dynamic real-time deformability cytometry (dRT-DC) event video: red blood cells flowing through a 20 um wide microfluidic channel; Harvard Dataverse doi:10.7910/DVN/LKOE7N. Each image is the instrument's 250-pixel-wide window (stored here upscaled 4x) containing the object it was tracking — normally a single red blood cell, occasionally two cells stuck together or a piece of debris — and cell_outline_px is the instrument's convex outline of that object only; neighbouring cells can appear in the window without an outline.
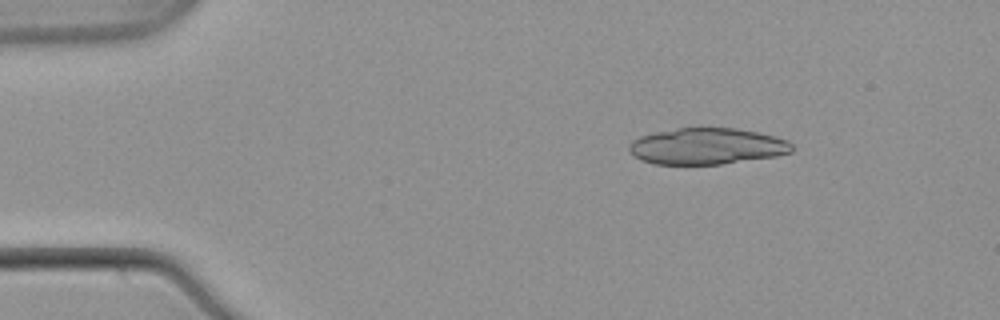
{"species": "common noctule bat (a hibernating species)", "species_latin": "Nyctalus noctula", "temperature_condition": "warm", "stored_images_in_passage": 15, "camera_frame_rate_fps": 3000, "um_per_image_px": 0.085, "animal": {"sex": "male", "body_mass_g": 21.5, "forearm_length_mm": 52.0}, "frame": {"image": 1, "passage_image": 3, "time_ms": 0.667, "image_size_px": [1000, 320], "cell_outline_px": [[792, 152], [776, 156], [720, 164], [656, 164], [640, 160], [632, 156], [628, 148], [628, 144], [632, 140], [640, 136], [656, 132], [680, 128], [736, 128], [776, 136], [788, 140], [792, 144]], "centroid_in_image_um": [60.07, 12.43], "position_along_channel_um": 24.9, "area_um2": 34.51}}